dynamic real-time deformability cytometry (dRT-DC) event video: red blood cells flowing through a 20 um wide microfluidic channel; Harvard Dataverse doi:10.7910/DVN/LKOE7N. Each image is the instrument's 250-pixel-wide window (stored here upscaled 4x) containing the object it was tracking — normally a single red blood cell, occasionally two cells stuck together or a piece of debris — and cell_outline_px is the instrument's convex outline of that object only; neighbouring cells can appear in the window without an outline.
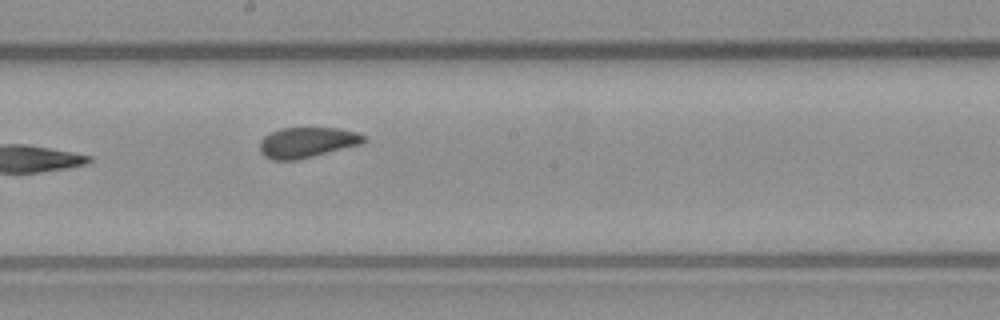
{"species": "common noctule bat (a hibernating species)", "species_latin": "Nyctalus noctula", "temperature_condition": "warm", "stored_images_in_passage": 5, "camera_frame_rate_fps": 3000, "um_per_image_px": 0.085, "animal": {"sex": "male", "body_mass_g": 23.1, "forearm_length_mm": 52.7}, "frame": {"image": 1, "passage_image": 5, "time_ms": 1.333, "image_size_px": [1000, 320], "cell_outline_px": [[368, 140], [360, 144], [296, 160], [272, 160], [264, 156], [260, 152], [260, 140], [264, 136], [280, 128], [340, 128], [356, 132], [364, 136]], "centroid_in_image_um": [26.07, 12.1], "position_along_channel_um": 222.1, "area_um2": 18.32}}